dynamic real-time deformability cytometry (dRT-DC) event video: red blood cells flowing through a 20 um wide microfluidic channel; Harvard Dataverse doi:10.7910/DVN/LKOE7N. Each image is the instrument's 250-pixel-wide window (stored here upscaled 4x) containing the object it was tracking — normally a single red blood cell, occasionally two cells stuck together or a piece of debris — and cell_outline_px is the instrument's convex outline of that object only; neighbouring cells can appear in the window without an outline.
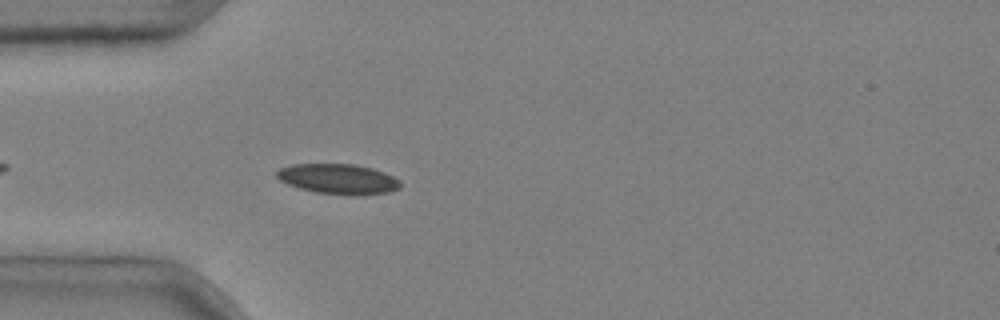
{"species": "common noctule bat (a hibernating species)", "species_latin": "Nyctalus noctula", "temperature_condition": "cold", "stored_images_in_passage": 4, "camera_frame_rate_fps": 3000, "um_per_image_px": 0.085, "animal": {"sex": "male", "body_mass_g": 20.4}, "frame": {"image": 1, "passage_image": 4, "time_ms": 1.0, "image_size_px": [1000, 320], "cell_outline_px": [[400, 188], [392, 192], [364, 196], [348, 196], [316, 192], [300, 188], [288, 184], [280, 180], [276, 176], [276, 172], [280, 168], [292, 164], [356, 164], [372, 168], [384, 172], [400, 180]], "centroid_in_image_um": [28.8, 15.23], "position_along_channel_um": 56.2, "area_um2": 22.08}}